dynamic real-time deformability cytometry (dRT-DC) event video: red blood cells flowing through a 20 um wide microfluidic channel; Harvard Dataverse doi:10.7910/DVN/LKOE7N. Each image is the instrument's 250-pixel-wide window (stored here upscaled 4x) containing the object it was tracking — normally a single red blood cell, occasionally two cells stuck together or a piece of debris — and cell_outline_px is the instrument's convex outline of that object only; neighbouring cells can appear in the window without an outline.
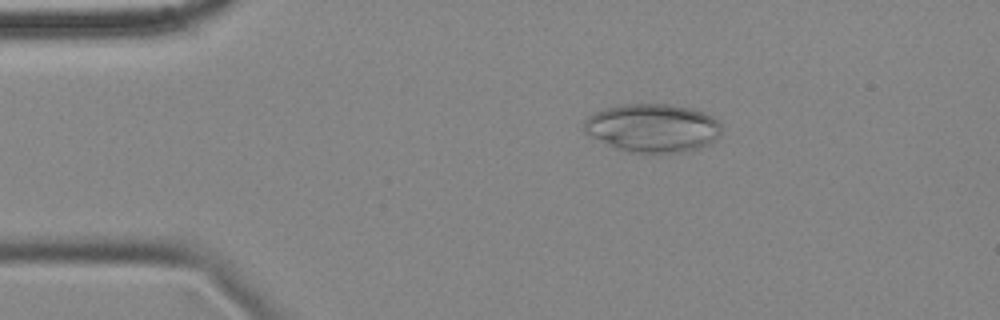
{"species": "common noctule bat (a hibernating species)", "species_latin": "Nyctalus noctula", "temperature_condition": "cold", "stored_images_in_passage": 56, "camera_frame_rate_fps": 3000, "um_per_image_px": 0.085, "animal": {"sex": "female", "body_mass_g": 18.4}, "frame": {"image": 1, "passage_image": 10, "time_ms": 3.0, "image_size_px": [1000, 320], "cell_outline_px": [[720, 136], [708, 144], [700, 148], [688, 152], [624, 152], [584, 132], [584, 120], [588, 116], [604, 108], [624, 104], [672, 104], [692, 108], [704, 112], [712, 116], [720, 124]], "centroid_in_image_um": [55.49, 10.87], "position_along_channel_um": 29.5, "area_um2": 38.78}}
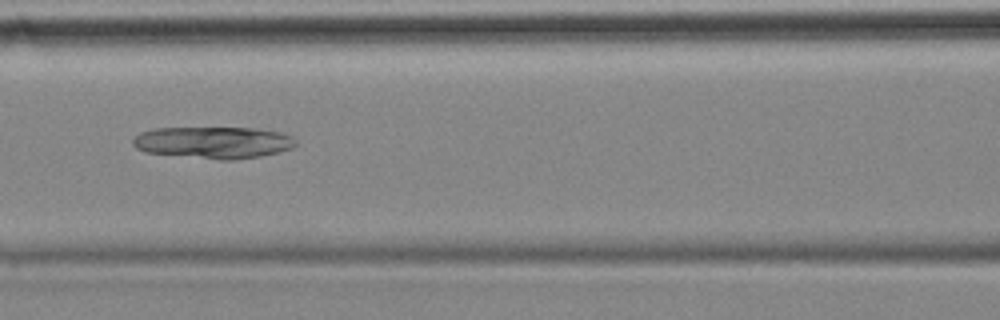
{"frame": {"image": 2, "passage_image": 24, "time_ms": 7.667, "image_size_px": [1000, 320], "cell_outline_px": [[296, 144], [292, 148], [260, 156], [232, 160], [220, 160], [144, 152], [136, 148], [132, 144], [132, 140], [140, 132], [152, 128], [252, 128], [280, 132], [292, 136], [296, 140]], "centroid_in_image_um": [18.11, 12.11], "position_along_channel_um": 148.5, "area_um2": 30.23}}
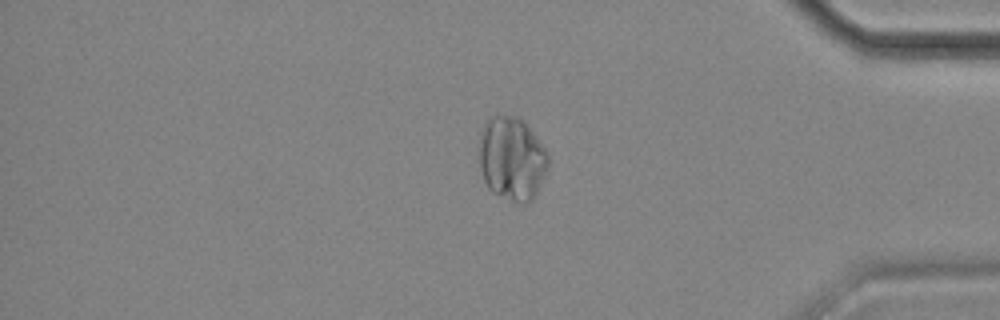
{"frame": {"image": 3, "passage_image": 47, "time_ms": 15.333, "image_size_px": [1000, 320], "cell_outline_px": [[548, 168], [532, 200], [528, 204], [520, 204], [492, 192], [488, 188], [484, 180], [480, 168], [480, 128], [484, 120], [488, 116], [516, 116], [532, 132], [548, 152]], "centroid_in_image_um": [43.49, 13.48], "position_along_channel_um": 391.7, "area_um2": 33.58}}